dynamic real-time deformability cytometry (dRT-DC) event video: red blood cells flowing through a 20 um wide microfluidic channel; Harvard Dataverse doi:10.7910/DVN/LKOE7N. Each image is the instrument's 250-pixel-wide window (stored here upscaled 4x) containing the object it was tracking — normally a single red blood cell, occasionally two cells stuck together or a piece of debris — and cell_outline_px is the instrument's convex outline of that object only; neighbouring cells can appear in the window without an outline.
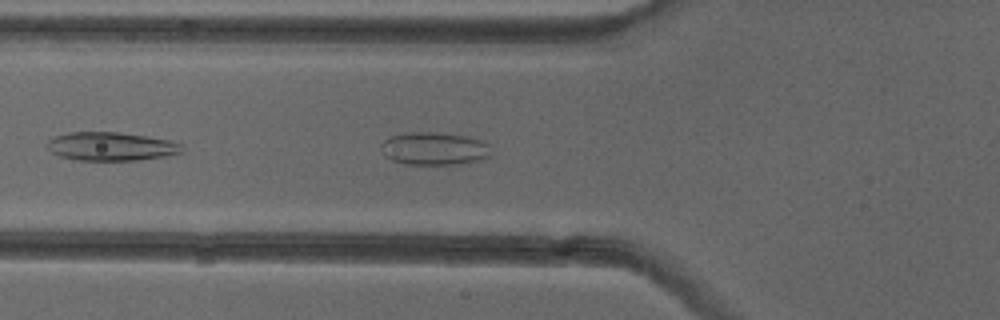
{"species": "common noctule bat (a hibernating species)", "species_latin": "Nyctalus noctula", "temperature_condition": "cold", "stored_images_in_passage": 37, "camera_frame_rate_fps": 3000, "um_per_image_px": 0.085, "animal": {"sex": "female"}, "frame": {"image": 1, "passage_image": 4, "time_ms": 1.0, "image_size_px": [1000, 320], "cell_outline_px": [[492, 156], [480, 160], [456, 164], [404, 164], [392, 160], [384, 156], [380, 148], [380, 144], [384, 140], [392, 136], [408, 132], [436, 132], [468, 136], [480, 140], [488, 144]], "centroid_in_image_um": [36.9, 12.63], "position_along_channel_um": 88.9, "area_um2": 21.21}}
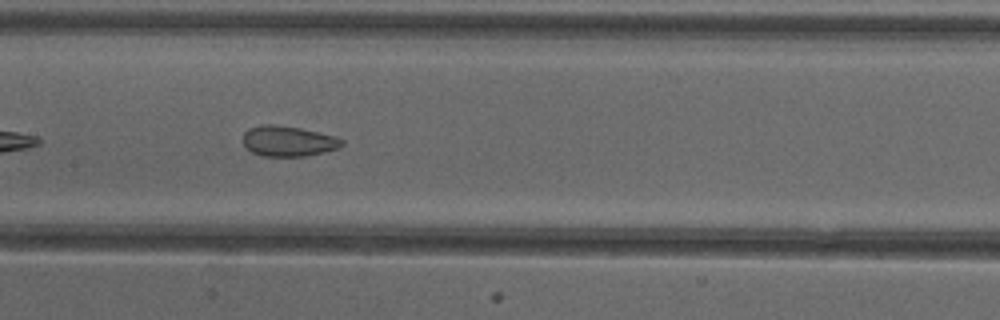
{"frame": {"image": 2, "passage_image": 11, "time_ms": 3.333, "image_size_px": [1000, 320], "cell_outline_px": [[344, 144], [340, 148], [324, 152], [304, 156], [264, 156], [252, 152], [244, 144], [244, 132], [248, 128], [260, 124], [276, 124], [300, 128], [336, 136], [344, 140]], "centroid_in_image_um": [24.52, 11.98], "position_along_channel_um": 182.9, "area_um2": 17.63}}
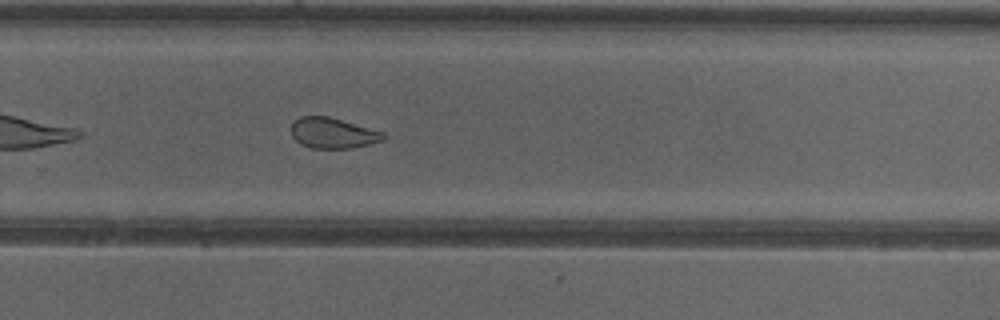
{"frame": {"image": 3, "passage_image": 20, "time_ms": 6.333, "image_size_px": [1000, 320], "cell_outline_px": [[388, 136], [384, 140], [352, 148], [312, 148], [300, 144], [292, 136], [292, 120], [300, 116], [328, 116], [384, 132]], "centroid_in_image_um": [28.29, 11.3], "position_along_channel_um": 301.5, "area_um2": 16.47}, "authors_computed_cell_mechanics": {"area_um2": 18.9006, "velocity_mm_per_s": 3.9789, "shape_relaxation_time_tau1_ms": null, "shape_relaxation_time_tau2_ms": 1.5846, "deformation_change_tau1": null, "deformation_change_tau2": 0.0794}}